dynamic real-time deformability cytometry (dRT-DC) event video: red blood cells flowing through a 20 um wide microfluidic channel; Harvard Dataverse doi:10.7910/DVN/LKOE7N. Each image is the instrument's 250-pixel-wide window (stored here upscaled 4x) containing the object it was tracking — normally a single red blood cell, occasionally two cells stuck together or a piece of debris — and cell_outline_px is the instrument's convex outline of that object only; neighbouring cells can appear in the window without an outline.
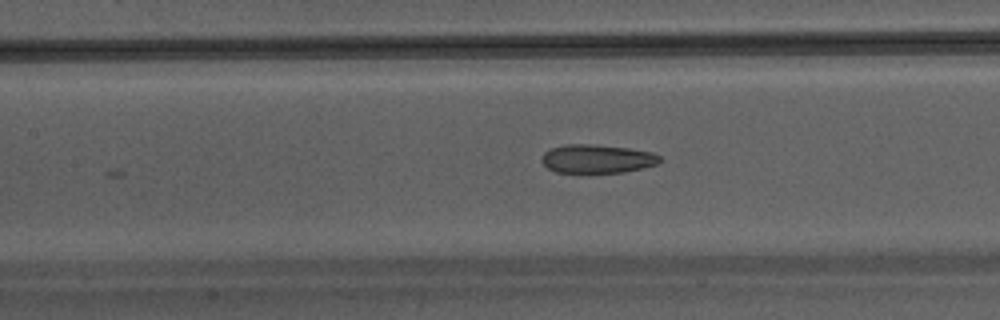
{"species": "Egyptian fruit bat (a non-hibernating species)", "species_latin": "Rousettus aegyptiacus", "temperature_condition": "warm", "stored_images_in_passage": 17, "camera_frame_rate_fps": 3000, "um_per_image_px": 0.085, "animal": {"sex": "male"}, "frame": {"image": 1, "passage_image": 9, "time_ms": 2.667, "image_size_px": [1000, 320], "cell_outline_px": [[664, 160], [656, 164], [624, 172], [556, 172], [548, 168], [540, 160], [544, 152], [552, 148], [564, 144], [592, 144], [628, 148], [652, 152], [660, 156]], "centroid_in_image_um": [50.75, 13.49], "position_along_channel_um": 156.7, "area_um2": 19.59}}